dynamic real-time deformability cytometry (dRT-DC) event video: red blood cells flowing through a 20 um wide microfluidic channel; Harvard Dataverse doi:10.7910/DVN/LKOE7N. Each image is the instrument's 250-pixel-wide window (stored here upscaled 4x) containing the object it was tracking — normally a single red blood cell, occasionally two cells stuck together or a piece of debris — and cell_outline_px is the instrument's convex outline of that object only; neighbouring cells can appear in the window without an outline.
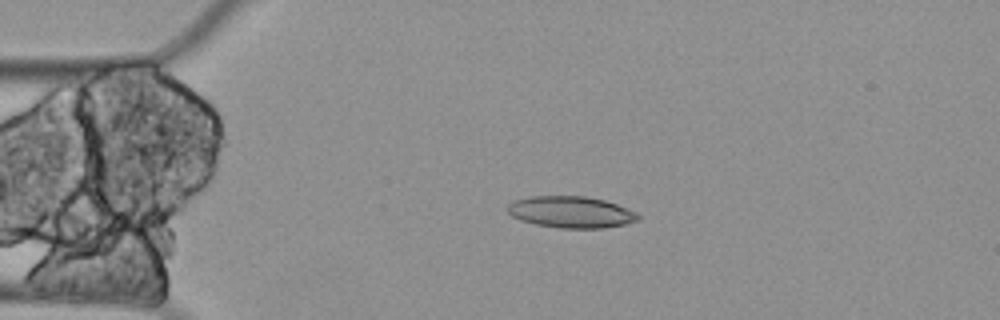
{"species": "Egyptian fruit bat (a non-hibernating species)", "species_latin": "Rousettus aegyptiacus", "temperature_condition": "cold", "stored_images_in_passage": 3, "camera_frame_rate_fps": 3000, "um_per_image_px": 0.085, "animal": {"sex": "female"}, "frame": {"image": 1, "passage_image": 2, "time_ms": 0.333, "image_size_px": [1000, 320], "cell_outline_px": [[640, 216], [636, 220], [624, 224], [604, 228], [560, 228], [536, 224], [520, 220], [512, 216], [504, 208], [512, 200], [532, 196], [584, 196], [604, 200], [616, 204], [636, 212]], "centroid_in_image_um": [48.47, 18.02], "position_along_channel_um": 36.5, "area_um2": 23.99}}